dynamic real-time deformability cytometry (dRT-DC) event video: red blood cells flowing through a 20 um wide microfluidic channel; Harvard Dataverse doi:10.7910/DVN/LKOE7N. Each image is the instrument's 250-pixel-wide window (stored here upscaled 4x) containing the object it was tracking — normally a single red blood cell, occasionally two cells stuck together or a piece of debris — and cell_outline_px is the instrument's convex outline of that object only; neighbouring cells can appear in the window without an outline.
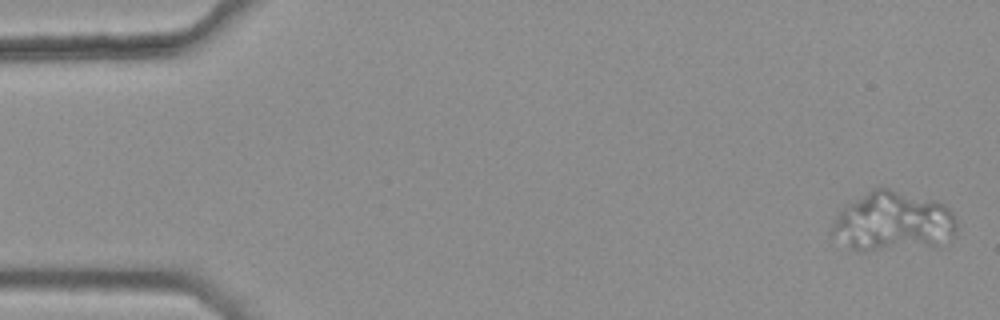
{"species": "common noctule bat (a hibernating species)", "species_latin": "Nyctalus noctula", "temperature_condition": "warm", "stored_images_in_passage": 4, "segment_of_instrument_passage": [2, 2], "camera_frame_rate_fps": 3000, "um_per_image_px": 0.085, "animal": {"sex": "female", "body_mass_g": 25.1}, "frame": {"image": 1, "passage_image": 4, "time_ms": 1.0, "image_size_px": [1000, 320], "cell_outline_px": [[956, 232], [952, 240], [936, 244], [872, 248], [852, 248], [832, 232], [832, 228], [836, 216], [848, 204], [872, 188], [888, 188], [936, 200], [944, 204], [952, 212], [956, 220]], "centroid_in_image_um": [75.99, 18.75], "position_along_channel_um": 9.0, "area_um2": 41.5}}